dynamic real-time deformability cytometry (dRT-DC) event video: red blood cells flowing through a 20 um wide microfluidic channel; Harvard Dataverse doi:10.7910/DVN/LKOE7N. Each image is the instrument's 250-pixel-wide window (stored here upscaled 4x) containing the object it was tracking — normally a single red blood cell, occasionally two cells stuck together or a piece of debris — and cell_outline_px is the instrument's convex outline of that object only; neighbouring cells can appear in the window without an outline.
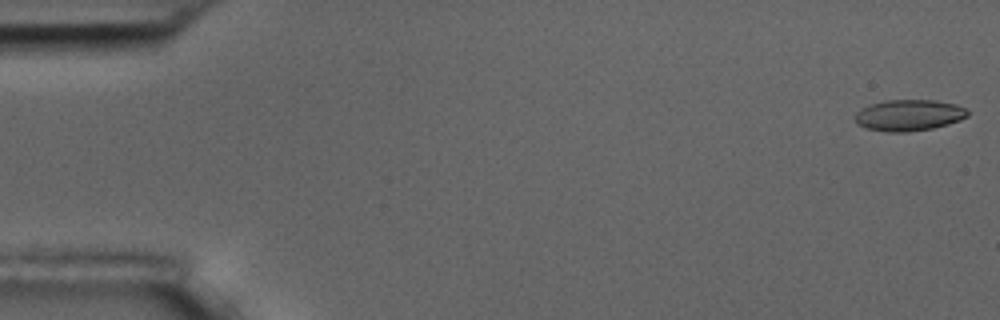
{"species": "common noctule bat (a hibernating species)", "species_latin": "Nyctalus noctula", "temperature_condition": "room temperature", "stored_images_in_passage": 6, "segment_of_instrument_passage": [1, 2], "camera_frame_rate_fps": 3000, "um_per_image_px": 0.085, "animal": {"sex": "male", "body_mass_g": 17.5, "forearm_length_mm": 52.3}, "frame": {"image": 1, "passage_image": 1, "time_ms": 0.0, "image_size_px": [1000, 320], "cell_outline_px": [[968, 116], [960, 120], [948, 124], [932, 128], [904, 132], [888, 132], [868, 128], [856, 124], [856, 112], [860, 108], [872, 104], [888, 100], [936, 100], [956, 104], [964, 108], [968, 112]], "centroid_in_image_um": [77.26, 9.79], "position_along_channel_um": 7.7, "area_um2": 20.35}}
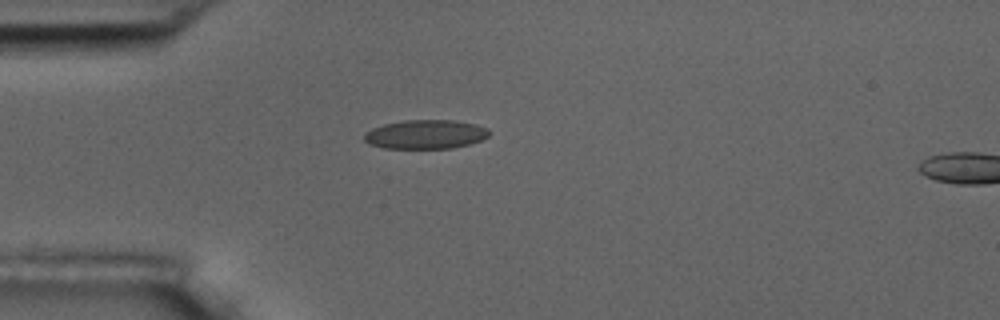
{"frame": {"image": 2, "passage_image": 5, "time_ms": 4.667, "image_size_px": [1000, 320], "cell_outline_px": [[492, 132], [488, 136], [480, 140], [468, 144], [452, 148], [384, 148], [368, 144], [364, 140], [364, 132], [372, 128], [384, 124], [404, 120], [456, 120], [476, 124], [488, 128]], "centroid_in_image_um": [36.17, 11.41], "position_along_channel_um": 48.8, "area_um2": 21.27}}